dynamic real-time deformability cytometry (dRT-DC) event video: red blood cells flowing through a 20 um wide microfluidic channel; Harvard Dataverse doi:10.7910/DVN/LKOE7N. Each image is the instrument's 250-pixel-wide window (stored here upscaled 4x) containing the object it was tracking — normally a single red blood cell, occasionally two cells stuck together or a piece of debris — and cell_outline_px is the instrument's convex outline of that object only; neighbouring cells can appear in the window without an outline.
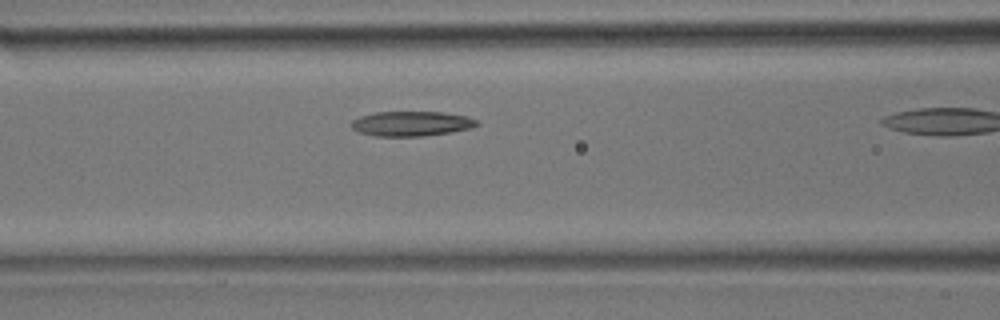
{"species": "common noctule bat (a hibernating species)", "species_latin": "Nyctalus noctula", "temperature_condition": "room temperature", "stored_images_in_passage": 11, "camera_frame_rate_fps": 3000, "um_per_image_px": 0.085, "animal": {"sex": "male", "body_mass_g": 17.9}, "frame": {"image": 1, "passage_image": 8, "time_ms": 2.333, "image_size_px": [1000, 320], "cell_outline_px": [[480, 124], [472, 128], [452, 132], [424, 136], [376, 136], [360, 132], [352, 128], [348, 124], [352, 120], [360, 116], [376, 112], [444, 112], [468, 116], [476, 120]], "centroid_in_image_um": [34.98, 10.51], "position_along_channel_um": 131.6, "area_um2": 18.32}}
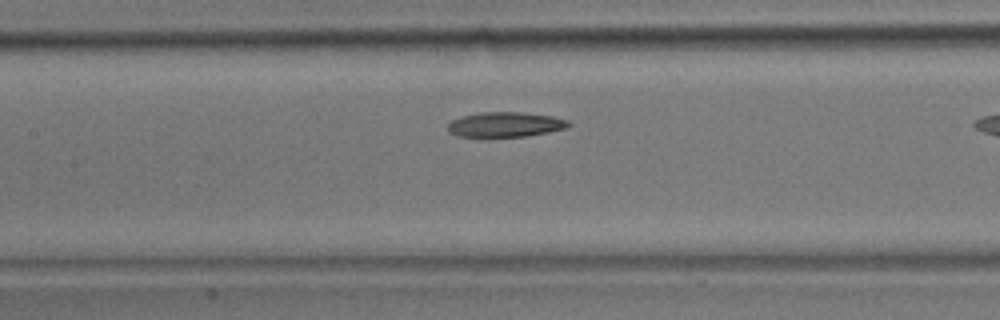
{"frame": {"image": 2, "passage_image": 10, "time_ms": 3.0, "image_size_px": [1000, 320], "cell_outline_px": [[572, 124], [568, 128], [548, 132], [524, 136], [456, 136], [448, 132], [448, 124], [452, 120], [460, 116], [480, 112], [520, 112], [552, 116], [568, 120]], "centroid_in_image_um": [42.95, 10.57], "position_along_channel_um": 164.4, "area_um2": 17.51}}